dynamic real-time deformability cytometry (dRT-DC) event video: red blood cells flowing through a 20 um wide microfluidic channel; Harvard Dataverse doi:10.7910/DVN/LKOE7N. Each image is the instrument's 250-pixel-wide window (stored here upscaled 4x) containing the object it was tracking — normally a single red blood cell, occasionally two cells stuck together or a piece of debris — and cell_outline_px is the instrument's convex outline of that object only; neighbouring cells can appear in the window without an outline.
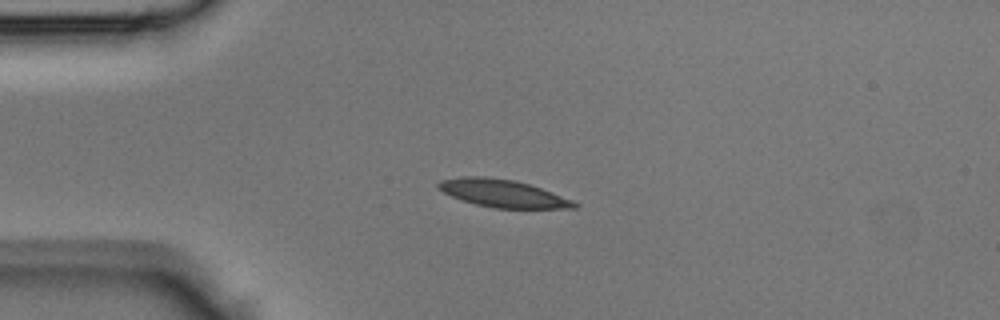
{"species": "Egyptian fruit bat (a non-hibernating species)", "species_latin": "Rousettus aegyptiacus", "temperature_condition": "room temperature", "stored_images_in_passage": 34, "camera_frame_rate_fps": 3000, "um_per_image_px": 0.085, "animal": {"sex": "male"}, "frame": {"image": 1, "passage_image": 1, "time_ms": 0.0, "image_size_px": [1000, 320], "cell_outline_px": [[580, 204], [576, 208], [492, 208], [476, 204], [452, 196], [436, 188], [436, 184], [440, 180], [460, 176], [484, 176], [516, 180], [540, 188], [572, 200]], "centroid_in_image_um": [42.7, 16.42], "position_along_channel_um": 42.3, "area_um2": 21.79}}
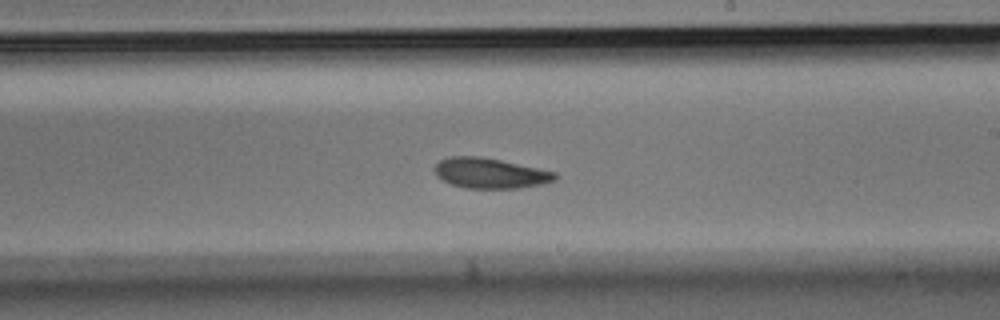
{"frame": {"image": 2, "passage_image": 16, "time_ms": 5.0, "image_size_px": [1000, 320], "cell_outline_px": [[556, 180], [544, 184], [520, 188], [468, 188], [452, 184], [436, 176], [436, 164], [440, 160], [452, 156], [480, 156], [500, 160], [556, 172]], "centroid_in_image_um": [41.69, 14.72], "position_along_channel_um": 247.3, "area_um2": 21.04}}
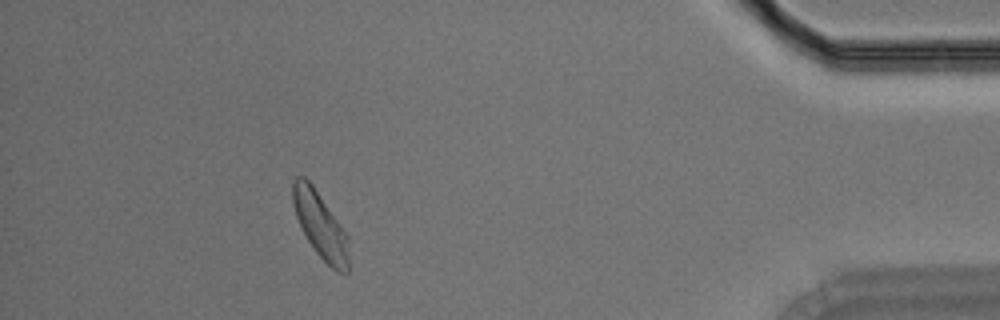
{"frame": {"image": 3, "passage_image": 30, "time_ms": 9.667, "image_size_px": [1000, 320], "cell_outline_px": [[348, 272], [336, 272], [316, 252], [308, 240], [296, 216], [292, 200], [292, 180], [296, 176], [304, 176], [312, 184], [348, 236]], "centroid_in_image_um": [27.21, 19.12], "position_along_channel_um": 408.0, "area_um2": 21.1}}